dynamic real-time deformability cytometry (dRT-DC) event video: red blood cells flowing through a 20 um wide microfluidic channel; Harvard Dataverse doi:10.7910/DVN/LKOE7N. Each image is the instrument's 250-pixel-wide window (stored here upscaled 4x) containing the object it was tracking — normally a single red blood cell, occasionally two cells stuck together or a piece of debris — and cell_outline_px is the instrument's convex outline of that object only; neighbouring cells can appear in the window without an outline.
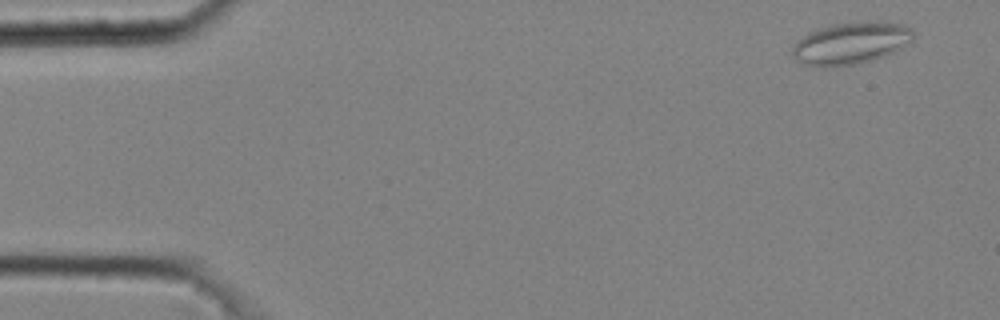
{"species": "common noctule bat (a hibernating species)", "species_latin": "Nyctalus noctula", "temperature_condition": "cold", "stored_images_in_passage": 12, "camera_frame_rate_fps": 3000, "um_per_image_px": 0.085, "animal": {"sex": "male", "body_mass_g": 20.4}, "frame": {"image": 1, "passage_image": 3, "time_ms": 0.667, "image_size_px": [1000, 320], "cell_outline_px": [[912, 40], [900, 48], [884, 56], [872, 60], [852, 64], [828, 68], [804, 64], [796, 60], [792, 56], [792, 48], [796, 40], [808, 32], [832, 24], [868, 20], [904, 24], [912, 28]], "centroid_in_image_um": [72.28, 3.66], "position_along_channel_um": 12.7, "area_um2": 29.77}}